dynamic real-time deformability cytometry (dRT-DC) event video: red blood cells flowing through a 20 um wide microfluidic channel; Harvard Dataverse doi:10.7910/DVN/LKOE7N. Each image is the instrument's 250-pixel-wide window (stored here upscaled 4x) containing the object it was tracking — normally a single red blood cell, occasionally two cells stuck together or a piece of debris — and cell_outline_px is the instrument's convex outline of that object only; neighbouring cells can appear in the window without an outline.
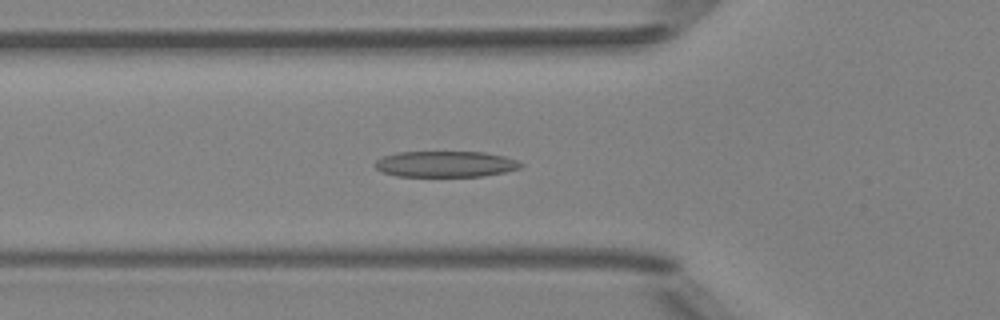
{"species": "Egyptian fruit bat (a non-hibernating species)", "species_latin": "Rousettus aegyptiacus", "temperature_condition": "room temperature", "stored_images_in_passage": 40, "camera_frame_rate_fps": 3000, "um_per_image_px": 0.085, "animal": {"sex": "female"}, "frame": {"image": 1, "passage_image": 7, "time_ms": 2.0, "image_size_px": [1000, 320], "cell_outline_px": [[524, 164], [520, 168], [504, 172], [480, 176], [396, 176], [380, 172], [376, 168], [376, 160], [384, 156], [396, 152], [484, 152], [504, 156], [516, 160]], "centroid_in_image_um": [37.85, 13.94], "position_along_channel_um": 87.9, "area_um2": 22.02}}
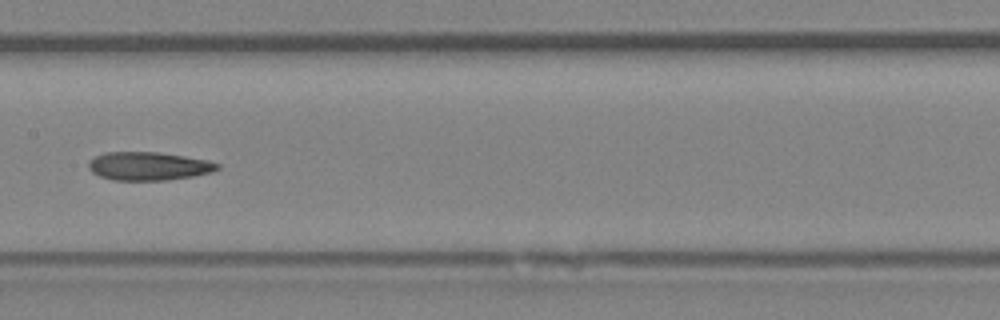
{"frame": {"image": 2, "passage_image": 15, "time_ms": 4.667, "image_size_px": [1000, 320], "cell_outline_px": [[220, 168], [212, 172], [192, 176], [168, 180], [112, 180], [100, 176], [92, 172], [88, 168], [88, 160], [104, 152], [156, 152], [184, 156], [208, 160], [220, 164]], "centroid_in_image_um": [12.61, 14.12], "position_along_channel_um": 194.8, "area_um2": 21.33}}
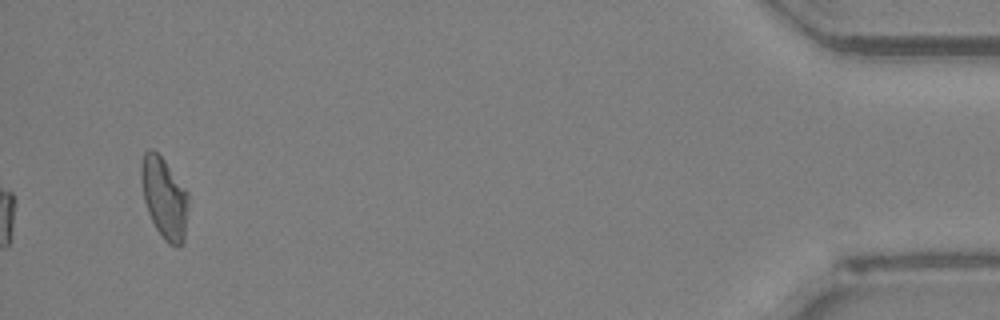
{"frame": {"image": 3, "passage_image": 38, "time_ms": 12.333, "image_size_px": [1000, 320], "cell_outline_px": [[188, 204], [184, 240], [180, 244], [168, 244], [164, 240], [156, 228], [148, 212], [144, 200], [140, 180], [140, 164], [144, 152], [148, 148], [152, 148], [164, 160], [188, 192]], "centroid_in_image_um": [13.94, 16.78], "position_along_channel_um": 421.3, "area_um2": 22.2}, "authors_computed_cell_mechanics": {"area_um2": 21.8773, "velocity_mm_per_s": 4.0192, "shape_relaxation_time_tau1_ms": 7.5895, "shape_relaxation_time_tau2_ms": 2.8226, "deformation_change_tau1": 0.1908, "deformation_change_tau2": 0.1094}}